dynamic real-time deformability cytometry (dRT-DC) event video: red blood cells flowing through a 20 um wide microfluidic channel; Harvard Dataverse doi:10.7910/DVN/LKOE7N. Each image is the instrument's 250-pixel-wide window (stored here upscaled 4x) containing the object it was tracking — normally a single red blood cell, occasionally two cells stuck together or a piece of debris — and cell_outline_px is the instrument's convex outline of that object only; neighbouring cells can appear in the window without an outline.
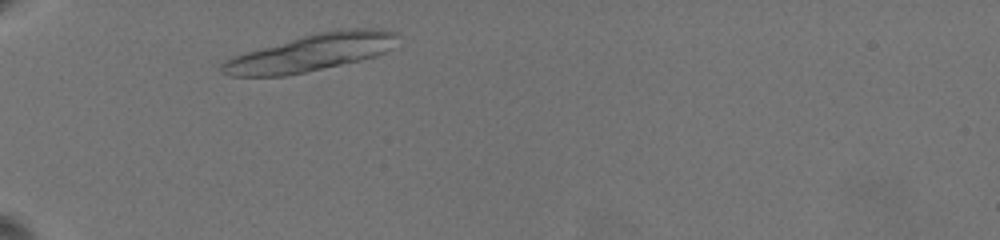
{"species": "common noctule bat (a hibernating species)", "species_latin": "Nyctalus noctula", "temperature_condition": "warm", "stored_images_in_passage": 5, "camera_frame_rate_fps": 3000, "um_per_image_px": 0.085, "animal": {"sex": "female", "body_mass_g": 19.5, "forearm_length_mm": 54.1}, "frame": {"image": 1, "passage_image": 2, "time_ms": 0.667, "image_size_px": [1000, 240], "cell_outline_px": [[396, 36], [388, 48], [384, 52], [376, 56], [360, 60], [288, 76], [232, 76], [220, 72], [220, 64], [224, 60], [232, 56], [300, 36], [316, 32], [348, 28], [384, 28], [396, 32]], "centroid_in_image_um": [26.37, 4.48], "position_along_channel_um": 58.6, "area_um2": 37.74}}